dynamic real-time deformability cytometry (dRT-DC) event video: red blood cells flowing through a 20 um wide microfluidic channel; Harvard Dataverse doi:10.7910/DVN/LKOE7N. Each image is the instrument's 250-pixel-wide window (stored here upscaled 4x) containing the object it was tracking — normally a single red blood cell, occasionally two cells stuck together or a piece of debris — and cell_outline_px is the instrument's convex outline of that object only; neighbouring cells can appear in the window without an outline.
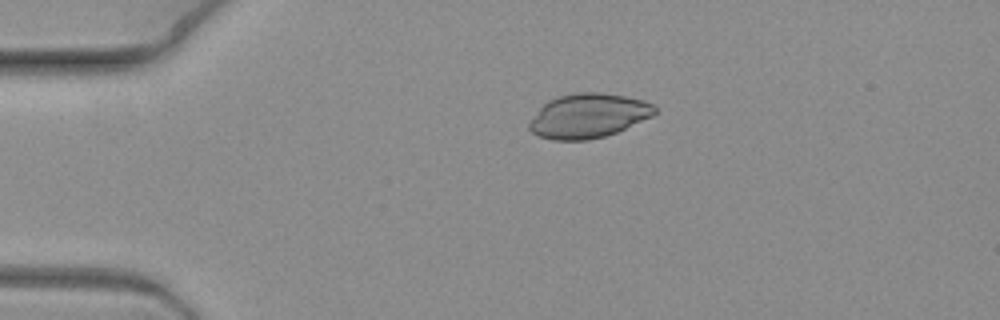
{"species": "common noctule bat (a hibernating species)", "species_latin": "Nyctalus noctula", "temperature_condition": "warm", "stored_images_in_passage": 3, "camera_frame_rate_fps": 3000, "um_per_image_px": 0.085, "animal": {"sex": "female", "body_mass_g": 19.3, "forearm_length_mm": 54.1}, "frame": {"image": 1, "passage_image": 1, "time_ms": 0.0, "image_size_px": [1000, 320], "cell_outline_px": [[656, 112], [652, 116], [616, 132], [604, 136], [588, 140], [552, 140], [536, 136], [528, 128], [528, 124], [540, 108], [548, 100], [560, 96], [576, 92], [600, 92], [624, 96], [644, 100], [652, 104], [656, 108]], "centroid_in_image_um": [49.99, 9.84], "position_along_channel_um": 35.0, "area_um2": 32.31}}